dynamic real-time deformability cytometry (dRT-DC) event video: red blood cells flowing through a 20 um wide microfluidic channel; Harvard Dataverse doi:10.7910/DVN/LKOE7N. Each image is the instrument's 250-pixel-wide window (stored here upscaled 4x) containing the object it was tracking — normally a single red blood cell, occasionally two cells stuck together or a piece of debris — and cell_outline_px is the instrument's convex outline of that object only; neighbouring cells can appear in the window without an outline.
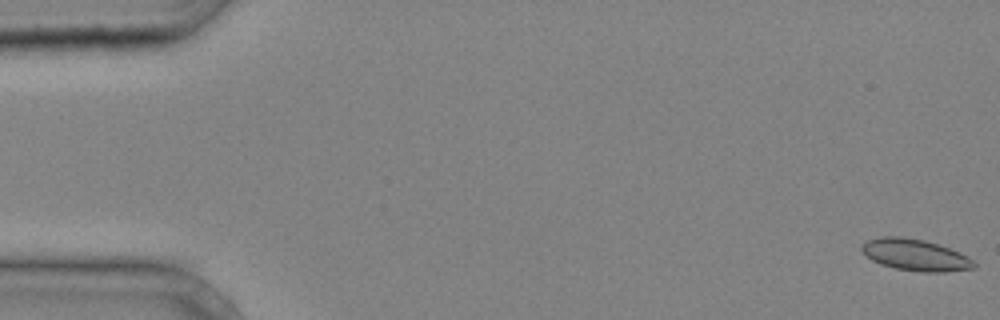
{"species": "common noctule bat (a hibernating species)", "species_latin": "Nyctalus noctula", "temperature_condition": "cold", "stored_images_in_passage": 41, "camera_frame_rate_fps": 3000, "um_per_image_px": 0.085, "animal": {"sex": "male", "body_mass_g": 20.4}, "frame": {"image": 1, "passage_image": 1, "time_ms": 0.0, "image_size_px": [1000, 320], "cell_outline_px": [[976, 268], [944, 272], [920, 272], [896, 268], [880, 264], [872, 260], [860, 248], [860, 244], [864, 240], [880, 236], [900, 236], [924, 240], [948, 248], [968, 256], [976, 264]], "centroid_in_image_um": [77.76, 21.66], "position_along_channel_um": 7.2, "area_um2": 20.69}}
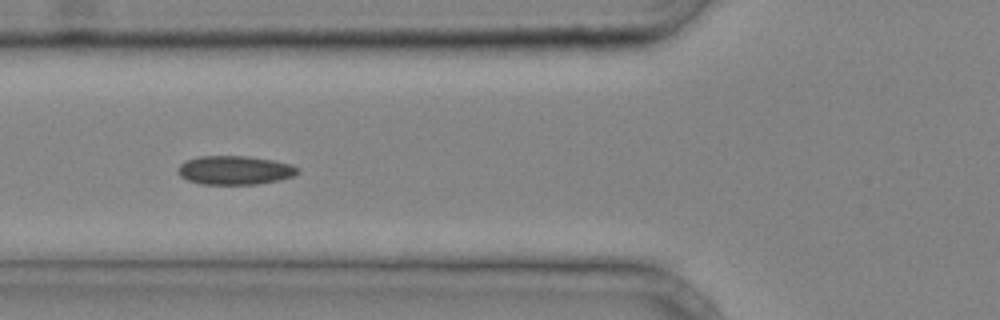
{"frame": {"image": 2, "passage_image": 16, "time_ms": 5.0, "image_size_px": [1000, 320], "cell_outline_px": [[300, 172], [292, 176], [276, 180], [256, 184], [200, 184], [188, 180], [180, 176], [176, 172], [180, 164], [184, 160], [200, 156], [248, 156], [272, 160], [292, 164], [300, 168]], "centroid_in_image_um": [19.93, 14.46], "position_along_channel_um": 105.9, "area_um2": 20.17}}
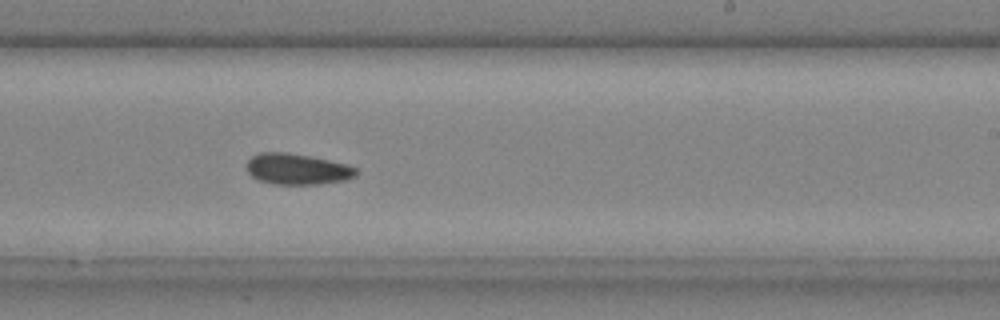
{"frame": {"image": 3, "passage_image": 26, "time_ms": 8.333, "image_size_px": [1000, 320], "cell_outline_px": [[356, 176], [344, 180], [316, 184], [276, 184], [260, 180], [252, 176], [248, 172], [248, 160], [252, 156], [260, 152], [288, 152], [348, 164], [356, 168]], "centroid_in_image_um": [25.27, 14.36], "position_along_channel_um": 263.7, "area_um2": 19.48}}